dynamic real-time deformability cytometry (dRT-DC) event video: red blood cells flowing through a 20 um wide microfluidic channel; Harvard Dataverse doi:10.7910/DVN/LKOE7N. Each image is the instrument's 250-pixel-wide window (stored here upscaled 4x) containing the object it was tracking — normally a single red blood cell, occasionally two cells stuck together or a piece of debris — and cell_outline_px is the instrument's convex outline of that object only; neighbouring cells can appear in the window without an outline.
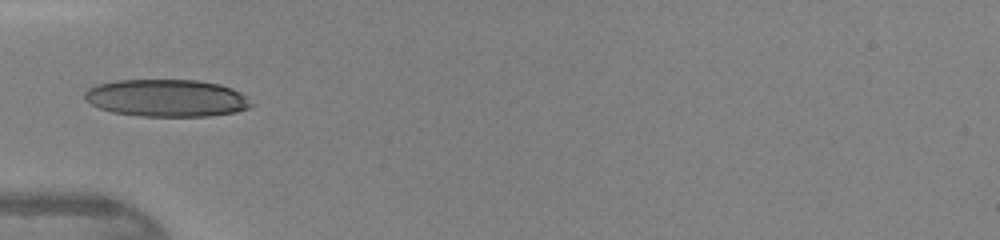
{"species": "human", "species_latin": "Homo sapiens", "temperature_condition": "warm", "stored_images_in_passage": 30, "camera_frame_rate_fps": 3000, "um_per_image_px": 0.085, "donor": {"sex": "female"}, "frame": {"image": 1, "passage_image": 1, "time_ms": 0.0, "image_size_px": [1000, 240], "cell_outline_px": [[252, 104], [248, 108], [236, 112], [208, 116], [140, 116], [112, 112], [100, 108], [84, 100], [84, 92], [88, 88], [96, 84], [116, 80], [196, 80], [220, 84], [232, 88], [240, 92]], "centroid_in_image_um": [14.12, 8.33], "position_along_channel_um": 70.9, "area_um2": 36.24}}
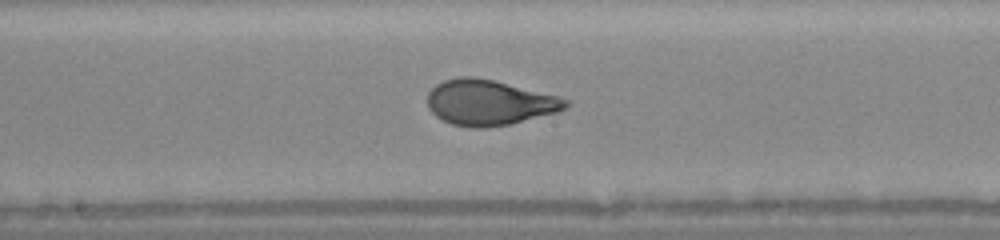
{"frame": {"image": 2, "passage_image": 10, "time_ms": 3.0, "image_size_px": [1000, 240], "cell_outline_px": [[568, 104], [564, 108], [556, 112], [508, 124], [484, 128], [472, 128], [452, 124], [436, 116], [428, 108], [428, 92], [436, 84], [444, 80], [460, 76], [472, 76], [492, 80], [560, 96], [568, 100]], "centroid_in_image_um": [41.55, 8.71], "position_along_channel_um": 206.6, "area_um2": 36.24}}
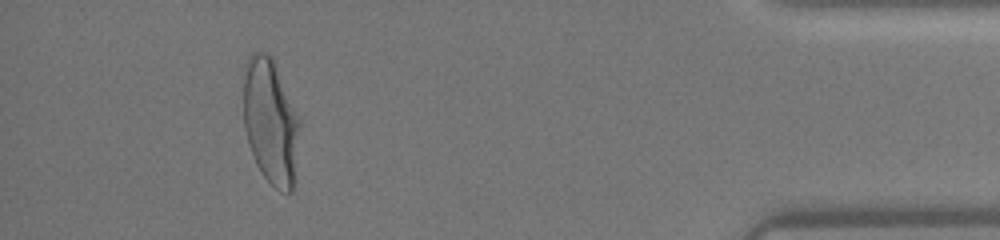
{"frame": {"image": 3, "passage_image": 27, "time_ms": 8.667, "image_size_px": [1000, 240], "cell_outline_px": [[300, 124], [292, 192], [284, 192], [276, 188], [264, 176], [256, 164], [248, 144], [244, 128], [244, 64], [248, 56], [252, 52], [264, 52], [272, 56], [300, 120]], "centroid_in_image_um": [22.98, 10.29], "position_along_channel_um": 412.2, "area_um2": 40.92}}